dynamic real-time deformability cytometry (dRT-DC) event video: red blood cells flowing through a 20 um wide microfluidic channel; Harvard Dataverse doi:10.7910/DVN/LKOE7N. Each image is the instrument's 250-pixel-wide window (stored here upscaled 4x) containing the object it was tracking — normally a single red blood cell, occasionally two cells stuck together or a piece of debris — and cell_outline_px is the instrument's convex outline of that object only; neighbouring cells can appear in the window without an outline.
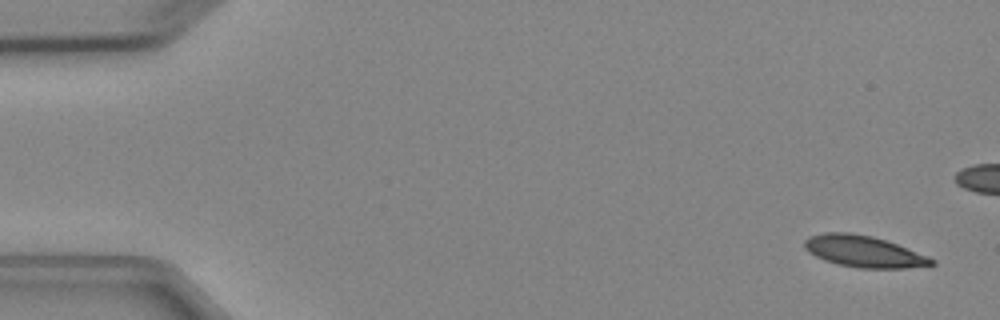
{"species": "Egyptian fruit bat (a non-hibernating species)", "species_latin": "Rousettus aegyptiacus", "temperature_condition": "cold", "stored_images_in_passage": 5, "camera_frame_rate_fps": 3000, "um_per_image_px": 0.085, "animal": {"sex": "female"}, "frame": {"image": 1, "passage_image": 1, "time_ms": 0.0, "image_size_px": [1000, 320], "cell_outline_px": [[936, 264], [904, 268], [860, 268], [840, 264], [824, 260], [808, 252], [804, 248], [804, 240], [808, 236], [824, 232], [848, 232], [872, 236], [888, 240], [928, 256], [936, 260]], "centroid_in_image_um": [73.41, 21.36], "position_along_channel_um": 11.6, "area_um2": 23.41}}
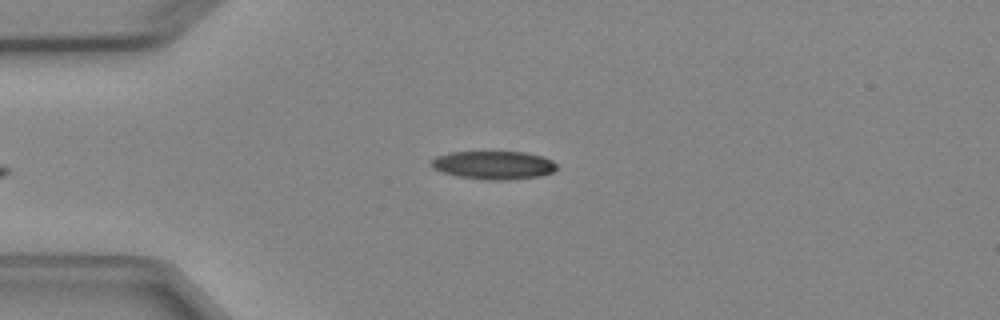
{"frame": {"image": 2, "passage_image": 5, "time_ms": 5.333, "image_size_px": [1000, 320], "cell_outline_px": [[556, 168], [552, 172], [540, 176], [512, 180], [488, 180], [456, 176], [432, 168], [432, 160], [436, 156], [448, 152], [488, 148], [524, 152], [544, 156], [552, 160], [556, 164]], "centroid_in_image_um": [41.94, 13.97], "position_along_channel_um": 43.1, "area_um2": 21.85}}